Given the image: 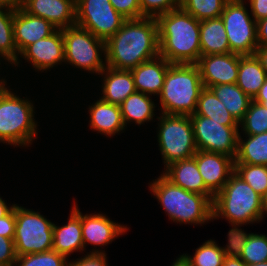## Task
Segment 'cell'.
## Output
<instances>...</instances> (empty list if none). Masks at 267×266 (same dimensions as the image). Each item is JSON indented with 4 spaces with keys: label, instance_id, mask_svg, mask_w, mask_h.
Masks as SVG:
<instances>
[{
    "label": "cell",
    "instance_id": "cell-19",
    "mask_svg": "<svg viewBox=\"0 0 267 266\" xmlns=\"http://www.w3.org/2000/svg\"><path fill=\"white\" fill-rule=\"evenodd\" d=\"M65 225L53 223V247L52 250L66 256L68 259L73 253L84 254L82 237L81 210L74 198L69 217Z\"/></svg>",
    "mask_w": 267,
    "mask_h": 266
},
{
    "label": "cell",
    "instance_id": "cell-20",
    "mask_svg": "<svg viewBox=\"0 0 267 266\" xmlns=\"http://www.w3.org/2000/svg\"><path fill=\"white\" fill-rule=\"evenodd\" d=\"M99 98V99H98ZM88 127L93 132L113 138L126 132L119 105L111 104L97 97L88 105Z\"/></svg>",
    "mask_w": 267,
    "mask_h": 266
},
{
    "label": "cell",
    "instance_id": "cell-36",
    "mask_svg": "<svg viewBox=\"0 0 267 266\" xmlns=\"http://www.w3.org/2000/svg\"><path fill=\"white\" fill-rule=\"evenodd\" d=\"M68 262L66 256L50 250L17 256L15 266H68Z\"/></svg>",
    "mask_w": 267,
    "mask_h": 266
},
{
    "label": "cell",
    "instance_id": "cell-21",
    "mask_svg": "<svg viewBox=\"0 0 267 266\" xmlns=\"http://www.w3.org/2000/svg\"><path fill=\"white\" fill-rule=\"evenodd\" d=\"M101 77V91L98 97L103 101L120 105L129 95L136 92L131 70H120L105 67L97 76Z\"/></svg>",
    "mask_w": 267,
    "mask_h": 266
},
{
    "label": "cell",
    "instance_id": "cell-22",
    "mask_svg": "<svg viewBox=\"0 0 267 266\" xmlns=\"http://www.w3.org/2000/svg\"><path fill=\"white\" fill-rule=\"evenodd\" d=\"M161 173L173 184L186 191L206 195L213 202L214 195L205 187L194 156L168 165Z\"/></svg>",
    "mask_w": 267,
    "mask_h": 266
},
{
    "label": "cell",
    "instance_id": "cell-6",
    "mask_svg": "<svg viewBox=\"0 0 267 266\" xmlns=\"http://www.w3.org/2000/svg\"><path fill=\"white\" fill-rule=\"evenodd\" d=\"M212 221L253 225L263 221L262 196L233 172L212 202Z\"/></svg>",
    "mask_w": 267,
    "mask_h": 266
},
{
    "label": "cell",
    "instance_id": "cell-46",
    "mask_svg": "<svg viewBox=\"0 0 267 266\" xmlns=\"http://www.w3.org/2000/svg\"><path fill=\"white\" fill-rule=\"evenodd\" d=\"M254 101L263 104L267 108V79L253 98Z\"/></svg>",
    "mask_w": 267,
    "mask_h": 266
},
{
    "label": "cell",
    "instance_id": "cell-38",
    "mask_svg": "<svg viewBox=\"0 0 267 266\" xmlns=\"http://www.w3.org/2000/svg\"><path fill=\"white\" fill-rule=\"evenodd\" d=\"M141 18L157 17L180 7V0H139Z\"/></svg>",
    "mask_w": 267,
    "mask_h": 266
},
{
    "label": "cell",
    "instance_id": "cell-33",
    "mask_svg": "<svg viewBox=\"0 0 267 266\" xmlns=\"http://www.w3.org/2000/svg\"><path fill=\"white\" fill-rule=\"evenodd\" d=\"M229 0H180V7L197 20L218 18Z\"/></svg>",
    "mask_w": 267,
    "mask_h": 266
},
{
    "label": "cell",
    "instance_id": "cell-5",
    "mask_svg": "<svg viewBox=\"0 0 267 266\" xmlns=\"http://www.w3.org/2000/svg\"><path fill=\"white\" fill-rule=\"evenodd\" d=\"M203 88L200 71L196 64H171L165 75L162 90L157 97L159 113L189 116L194 114Z\"/></svg>",
    "mask_w": 267,
    "mask_h": 266
},
{
    "label": "cell",
    "instance_id": "cell-25",
    "mask_svg": "<svg viewBox=\"0 0 267 266\" xmlns=\"http://www.w3.org/2000/svg\"><path fill=\"white\" fill-rule=\"evenodd\" d=\"M201 56L232 53L221 17L200 21Z\"/></svg>",
    "mask_w": 267,
    "mask_h": 266
},
{
    "label": "cell",
    "instance_id": "cell-24",
    "mask_svg": "<svg viewBox=\"0 0 267 266\" xmlns=\"http://www.w3.org/2000/svg\"><path fill=\"white\" fill-rule=\"evenodd\" d=\"M152 96L146 95L142 92H134L129 95L119 106L121 110V115L123 119V123L127 129V127L131 126V124H135L136 126H143L148 122H155L158 113V109L156 102ZM156 113V114H155ZM157 115V116H156Z\"/></svg>",
    "mask_w": 267,
    "mask_h": 266
},
{
    "label": "cell",
    "instance_id": "cell-45",
    "mask_svg": "<svg viewBox=\"0 0 267 266\" xmlns=\"http://www.w3.org/2000/svg\"><path fill=\"white\" fill-rule=\"evenodd\" d=\"M254 55L257 57V59L260 61L261 66L265 70L267 74V46L266 47H258L255 50Z\"/></svg>",
    "mask_w": 267,
    "mask_h": 266
},
{
    "label": "cell",
    "instance_id": "cell-53",
    "mask_svg": "<svg viewBox=\"0 0 267 266\" xmlns=\"http://www.w3.org/2000/svg\"><path fill=\"white\" fill-rule=\"evenodd\" d=\"M247 266H267V261L254 263V264H250V265H247Z\"/></svg>",
    "mask_w": 267,
    "mask_h": 266
},
{
    "label": "cell",
    "instance_id": "cell-1",
    "mask_svg": "<svg viewBox=\"0 0 267 266\" xmlns=\"http://www.w3.org/2000/svg\"><path fill=\"white\" fill-rule=\"evenodd\" d=\"M158 56V25L155 17L128 19L106 41L107 67L132 70Z\"/></svg>",
    "mask_w": 267,
    "mask_h": 266
},
{
    "label": "cell",
    "instance_id": "cell-2",
    "mask_svg": "<svg viewBox=\"0 0 267 266\" xmlns=\"http://www.w3.org/2000/svg\"><path fill=\"white\" fill-rule=\"evenodd\" d=\"M159 56L171 64H196L201 56L200 20L181 7L156 17Z\"/></svg>",
    "mask_w": 267,
    "mask_h": 266
},
{
    "label": "cell",
    "instance_id": "cell-18",
    "mask_svg": "<svg viewBox=\"0 0 267 266\" xmlns=\"http://www.w3.org/2000/svg\"><path fill=\"white\" fill-rule=\"evenodd\" d=\"M56 30L48 20L29 14L21 6L14 10V43L19 54L30 44L49 37Z\"/></svg>",
    "mask_w": 267,
    "mask_h": 266
},
{
    "label": "cell",
    "instance_id": "cell-54",
    "mask_svg": "<svg viewBox=\"0 0 267 266\" xmlns=\"http://www.w3.org/2000/svg\"><path fill=\"white\" fill-rule=\"evenodd\" d=\"M2 64H3V65H2ZM4 64H5V66H6L7 68L4 66ZM2 67L8 69L9 66H7L6 63L0 58V70H1V71H3V70H2ZM1 71H0V73H1ZM0 75H2V74H0Z\"/></svg>",
    "mask_w": 267,
    "mask_h": 266
},
{
    "label": "cell",
    "instance_id": "cell-39",
    "mask_svg": "<svg viewBox=\"0 0 267 266\" xmlns=\"http://www.w3.org/2000/svg\"><path fill=\"white\" fill-rule=\"evenodd\" d=\"M110 3L127 20L141 18L139 0H110Z\"/></svg>",
    "mask_w": 267,
    "mask_h": 266
},
{
    "label": "cell",
    "instance_id": "cell-28",
    "mask_svg": "<svg viewBox=\"0 0 267 266\" xmlns=\"http://www.w3.org/2000/svg\"><path fill=\"white\" fill-rule=\"evenodd\" d=\"M225 108L239 123L249 109L252 98L236 84H221L209 87Z\"/></svg>",
    "mask_w": 267,
    "mask_h": 266
},
{
    "label": "cell",
    "instance_id": "cell-51",
    "mask_svg": "<svg viewBox=\"0 0 267 266\" xmlns=\"http://www.w3.org/2000/svg\"><path fill=\"white\" fill-rule=\"evenodd\" d=\"M4 77H1V75H0V96L10 86L9 83H8V81H7L8 79H6V76H4Z\"/></svg>",
    "mask_w": 267,
    "mask_h": 266
},
{
    "label": "cell",
    "instance_id": "cell-11",
    "mask_svg": "<svg viewBox=\"0 0 267 266\" xmlns=\"http://www.w3.org/2000/svg\"><path fill=\"white\" fill-rule=\"evenodd\" d=\"M197 150L236 158L239 126H225L200 115H190Z\"/></svg>",
    "mask_w": 267,
    "mask_h": 266
},
{
    "label": "cell",
    "instance_id": "cell-37",
    "mask_svg": "<svg viewBox=\"0 0 267 266\" xmlns=\"http://www.w3.org/2000/svg\"><path fill=\"white\" fill-rule=\"evenodd\" d=\"M231 227L227 233V244L221 246L225 256L240 257L251 231L244 230L245 224L228 223Z\"/></svg>",
    "mask_w": 267,
    "mask_h": 266
},
{
    "label": "cell",
    "instance_id": "cell-34",
    "mask_svg": "<svg viewBox=\"0 0 267 266\" xmlns=\"http://www.w3.org/2000/svg\"><path fill=\"white\" fill-rule=\"evenodd\" d=\"M234 172L260 196L267 192V165L234 164Z\"/></svg>",
    "mask_w": 267,
    "mask_h": 266
},
{
    "label": "cell",
    "instance_id": "cell-16",
    "mask_svg": "<svg viewBox=\"0 0 267 266\" xmlns=\"http://www.w3.org/2000/svg\"><path fill=\"white\" fill-rule=\"evenodd\" d=\"M194 157L205 187L215 196L234 172V158L201 150H198Z\"/></svg>",
    "mask_w": 267,
    "mask_h": 266
},
{
    "label": "cell",
    "instance_id": "cell-30",
    "mask_svg": "<svg viewBox=\"0 0 267 266\" xmlns=\"http://www.w3.org/2000/svg\"><path fill=\"white\" fill-rule=\"evenodd\" d=\"M14 10L0 5V58L10 67L9 69L17 62L20 55L14 43Z\"/></svg>",
    "mask_w": 267,
    "mask_h": 266
},
{
    "label": "cell",
    "instance_id": "cell-35",
    "mask_svg": "<svg viewBox=\"0 0 267 266\" xmlns=\"http://www.w3.org/2000/svg\"><path fill=\"white\" fill-rule=\"evenodd\" d=\"M240 258L247 265L267 261V235L251 232Z\"/></svg>",
    "mask_w": 267,
    "mask_h": 266
},
{
    "label": "cell",
    "instance_id": "cell-41",
    "mask_svg": "<svg viewBox=\"0 0 267 266\" xmlns=\"http://www.w3.org/2000/svg\"><path fill=\"white\" fill-rule=\"evenodd\" d=\"M16 258L14 240L0 236V266H15Z\"/></svg>",
    "mask_w": 267,
    "mask_h": 266
},
{
    "label": "cell",
    "instance_id": "cell-43",
    "mask_svg": "<svg viewBox=\"0 0 267 266\" xmlns=\"http://www.w3.org/2000/svg\"><path fill=\"white\" fill-rule=\"evenodd\" d=\"M250 8V13L257 22L267 17V0H245Z\"/></svg>",
    "mask_w": 267,
    "mask_h": 266
},
{
    "label": "cell",
    "instance_id": "cell-7",
    "mask_svg": "<svg viewBox=\"0 0 267 266\" xmlns=\"http://www.w3.org/2000/svg\"><path fill=\"white\" fill-rule=\"evenodd\" d=\"M158 115L156 137L164 170L174 162L193 157L198 150L189 115Z\"/></svg>",
    "mask_w": 267,
    "mask_h": 266
},
{
    "label": "cell",
    "instance_id": "cell-15",
    "mask_svg": "<svg viewBox=\"0 0 267 266\" xmlns=\"http://www.w3.org/2000/svg\"><path fill=\"white\" fill-rule=\"evenodd\" d=\"M242 56L236 53L200 56L196 65L199 68L203 86L209 88L236 83Z\"/></svg>",
    "mask_w": 267,
    "mask_h": 266
},
{
    "label": "cell",
    "instance_id": "cell-27",
    "mask_svg": "<svg viewBox=\"0 0 267 266\" xmlns=\"http://www.w3.org/2000/svg\"><path fill=\"white\" fill-rule=\"evenodd\" d=\"M234 164L267 165V132L257 135L239 134Z\"/></svg>",
    "mask_w": 267,
    "mask_h": 266
},
{
    "label": "cell",
    "instance_id": "cell-31",
    "mask_svg": "<svg viewBox=\"0 0 267 266\" xmlns=\"http://www.w3.org/2000/svg\"><path fill=\"white\" fill-rule=\"evenodd\" d=\"M190 266H222L225 253L219 243L214 239L206 240L198 246L193 253H183Z\"/></svg>",
    "mask_w": 267,
    "mask_h": 266
},
{
    "label": "cell",
    "instance_id": "cell-13",
    "mask_svg": "<svg viewBox=\"0 0 267 266\" xmlns=\"http://www.w3.org/2000/svg\"><path fill=\"white\" fill-rule=\"evenodd\" d=\"M24 63L31 65L35 72L47 73L60 65L64 66V41L62 29H57L49 37L42 38L27 46L12 66L15 70ZM56 66V67H55ZM18 68V69H17Z\"/></svg>",
    "mask_w": 267,
    "mask_h": 266
},
{
    "label": "cell",
    "instance_id": "cell-48",
    "mask_svg": "<svg viewBox=\"0 0 267 266\" xmlns=\"http://www.w3.org/2000/svg\"><path fill=\"white\" fill-rule=\"evenodd\" d=\"M15 202L7 203L5 199H3V196L0 195V217H4L7 215L15 206Z\"/></svg>",
    "mask_w": 267,
    "mask_h": 266
},
{
    "label": "cell",
    "instance_id": "cell-23",
    "mask_svg": "<svg viewBox=\"0 0 267 266\" xmlns=\"http://www.w3.org/2000/svg\"><path fill=\"white\" fill-rule=\"evenodd\" d=\"M170 65L171 63L164 57L158 56L132 69L136 90L149 96L158 97Z\"/></svg>",
    "mask_w": 267,
    "mask_h": 266
},
{
    "label": "cell",
    "instance_id": "cell-4",
    "mask_svg": "<svg viewBox=\"0 0 267 266\" xmlns=\"http://www.w3.org/2000/svg\"><path fill=\"white\" fill-rule=\"evenodd\" d=\"M35 102L10 86L0 96V144L14 148L32 147L38 138Z\"/></svg>",
    "mask_w": 267,
    "mask_h": 266
},
{
    "label": "cell",
    "instance_id": "cell-12",
    "mask_svg": "<svg viewBox=\"0 0 267 266\" xmlns=\"http://www.w3.org/2000/svg\"><path fill=\"white\" fill-rule=\"evenodd\" d=\"M126 20L110 0H76V25L104 41L113 36Z\"/></svg>",
    "mask_w": 267,
    "mask_h": 266
},
{
    "label": "cell",
    "instance_id": "cell-8",
    "mask_svg": "<svg viewBox=\"0 0 267 266\" xmlns=\"http://www.w3.org/2000/svg\"><path fill=\"white\" fill-rule=\"evenodd\" d=\"M64 66L99 75L106 65V41L77 25L63 28Z\"/></svg>",
    "mask_w": 267,
    "mask_h": 266
},
{
    "label": "cell",
    "instance_id": "cell-29",
    "mask_svg": "<svg viewBox=\"0 0 267 266\" xmlns=\"http://www.w3.org/2000/svg\"><path fill=\"white\" fill-rule=\"evenodd\" d=\"M210 118L216 122H223L225 126H239L236 119L225 108L209 88H203L200 92L199 99L194 114Z\"/></svg>",
    "mask_w": 267,
    "mask_h": 266
},
{
    "label": "cell",
    "instance_id": "cell-40",
    "mask_svg": "<svg viewBox=\"0 0 267 266\" xmlns=\"http://www.w3.org/2000/svg\"><path fill=\"white\" fill-rule=\"evenodd\" d=\"M69 260L68 266H109L107 253H89Z\"/></svg>",
    "mask_w": 267,
    "mask_h": 266
},
{
    "label": "cell",
    "instance_id": "cell-26",
    "mask_svg": "<svg viewBox=\"0 0 267 266\" xmlns=\"http://www.w3.org/2000/svg\"><path fill=\"white\" fill-rule=\"evenodd\" d=\"M267 79V74L255 55L240 58L236 84L252 99Z\"/></svg>",
    "mask_w": 267,
    "mask_h": 266
},
{
    "label": "cell",
    "instance_id": "cell-10",
    "mask_svg": "<svg viewBox=\"0 0 267 266\" xmlns=\"http://www.w3.org/2000/svg\"><path fill=\"white\" fill-rule=\"evenodd\" d=\"M249 11L245 0H229L220 15L230 51L243 56L254 55L258 48L257 22Z\"/></svg>",
    "mask_w": 267,
    "mask_h": 266
},
{
    "label": "cell",
    "instance_id": "cell-9",
    "mask_svg": "<svg viewBox=\"0 0 267 266\" xmlns=\"http://www.w3.org/2000/svg\"><path fill=\"white\" fill-rule=\"evenodd\" d=\"M40 212L15 204L13 240L17 256L52 250L53 222Z\"/></svg>",
    "mask_w": 267,
    "mask_h": 266
},
{
    "label": "cell",
    "instance_id": "cell-52",
    "mask_svg": "<svg viewBox=\"0 0 267 266\" xmlns=\"http://www.w3.org/2000/svg\"><path fill=\"white\" fill-rule=\"evenodd\" d=\"M263 220L267 217V192L262 196Z\"/></svg>",
    "mask_w": 267,
    "mask_h": 266
},
{
    "label": "cell",
    "instance_id": "cell-44",
    "mask_svg": "<svg viewBox=\"0 0 267 266\" xmlns=\"http://www.w3.org/2000/svg\"><path fill=\"white\" fill-rule=\"evenodd\" d=\"M258 47L267 46V17L257 21Z\"/></svg>",
    "mask_w": 267,
    "mask_h": 266
},
{
    "label": "cell",
    "instance_id": "cell-32",
    "mask_svg": "<svg viewBox=\"0 0 267 266\" xmlns=\"http://www.w3.org/2000/svg\"><path fill=\"white\" fill-rule=\"evenodd\" d=\"M239 134L257 135L267 132V108L254 100L239 122Z\"/></svg>",
    "mask_w": 267,
    "mask_h": 266
},
{
    "label": "cell",
    "instance_id": "cell-49",
    "mask_svg": "<svg viewBox=\"0 0 267 266\" xmlns=\"http://www.w3.org/2000/svg\"><path fill=\"white\" fill-rule=\"evenodd\" d=\"M0 5L7 6L12 9H17L22 5V0H0Z\"/></svg>",
    "mask_w": 267,
    "mask_h": 266
},
{
    "label": "cell",
    "instance_id": "cell-3",
    "mask_svg": "<svg viewBox=\"0 0 267 266\" xmlns=\"http://www.w3.org/2000/svg\"><path fill=\"white\" fill-rule=\"evenodd\" d=\"M149 192L164 210L169 221L181 225L202 226L212 221V201L206 196L173 184L162 173L149 181Z\"/></svg>",
    "mask_w": 267,
    "mask_h": 266
},
{
    "label": "cell",
    "instance_id": "cell-42",
    "mask_svg": "<svg viewBox=\"0 0 267 266\" xmlns=\"http://www.w3.org/2000/svg\"><path fill=\"white\" fill-rule=\"evenodd\" d=\"M15 206L4 217H0V236L14 239L15 235Z\"/></svg>",
    "mask_w": 267,
    "mask_h": 266
},
{
    "label": "cell",
    "instance_id": "cell-50",
    "mask_svg": "<svg viewBox=\"0 0 267 266\" xmlns=\"http://www.w3.org/2000/svg\"><path fill=\"white\" fill-rule=\"evenodd\" d=\"M171 266H190L188 259L185 257V255L182 253L181 255H178L176 260L174 259Z\"/></svg>",
    "mask_w": 267,
    "mask_h": 266
},
{
    "label": "cell",
    "instance_id": "cell-17",
    "mask_svg": "<svg viewBox=\"0 0 267 266\" xmlns=\"http://www.w3.org/2000/svg\"><path fill=\"white\" fill-rule=\"evenodd\" d=\"M21 7L57 29L76 25V0H22Z\"/></svg>",
    "mask_w": 267,
    "mask_h": 266
},
{
    "label": "cell",
    "instance_id": "cell-14",
    "mask_svg": "<svg viewBox=\"0 0 267 266\" xmlns=\"http://www.w3.org/2000/svg\"><path fill=\"white\" fill-rule=\"evenodd\" d=\"M81 225L84 252L87 251L88 245L94 246L89 253H106L105 249L102 250L103 247L119 239V236L125 235L129 230L126 224L113 221L101 211L89 214L81 212Z\"/></svg>",
    "mask_w": 267,
    "mask_h": 266
},
{
    "label": "cell",
    "instance_id": "cell-47",
    "mask_svg": "<svg viewBox=\"0 0 267 266\" xmlns=\"http://www.w3.org/2000/svg\"><path fill=\"white\" fill-rule=\"evenodd\" d=\"M222 266H247L240 257L225 256Z\"/></svg>",
    "mask_w": 267,
    "mask_h": 266
}]
</instances>
